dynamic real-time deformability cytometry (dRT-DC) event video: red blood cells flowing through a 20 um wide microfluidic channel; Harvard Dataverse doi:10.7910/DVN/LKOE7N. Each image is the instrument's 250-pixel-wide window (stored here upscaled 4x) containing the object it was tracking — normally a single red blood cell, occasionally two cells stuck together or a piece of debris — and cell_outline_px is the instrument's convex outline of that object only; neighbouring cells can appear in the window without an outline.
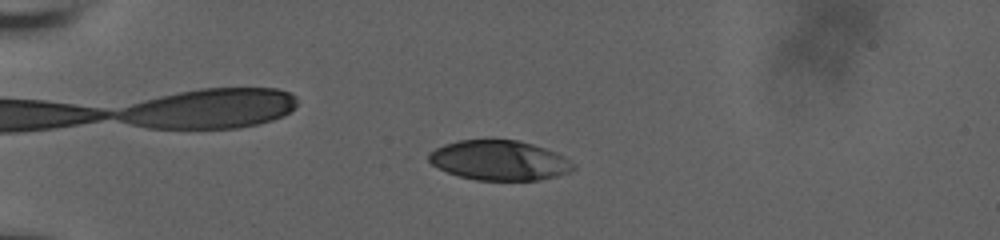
{"species": "human", "species_latin": "Homo sapiens", "temperature_condition": "room temperature", "stored_images_in_passage": 55, "camera_frame_rate_fps": 3000, "um_per_image_px": 0.085, "donor": {"sex": "male"}, "frame": {"image": 1, "passage_image": 13, "time_ms": 4.0, "image_size_px": [1000, 240], "cell_outline_px": [[576, 168], [572, 172], [540, 180], [476, 180], [460, 176], [448, 172], [432, 164], [428, 160], [428, 156], [436, 148], [444, 144], [460, 140], [516, 140], [532, 144], [556, 152], [564, 156], [576, 164]], "centroid_in_image_um": [42.5, 13.64], "position_along_channel_um": 42.5, "area_um2": 33.47}}
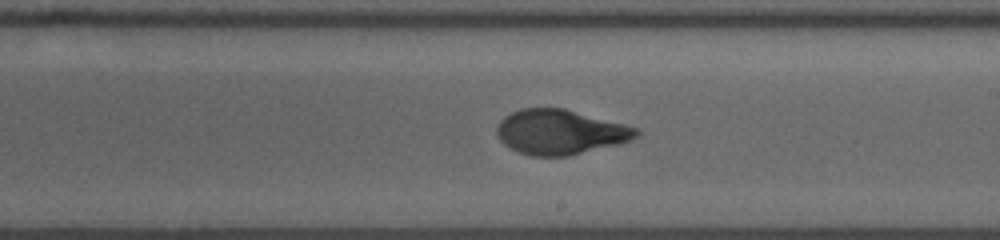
{"frame": {"image": 2, "passage_image": 33, "time_ms": 10.667, "image_size_px": [1000, 240], "cell_outline_px": [[640, 136], [632, 140], [620, 144], [568, 156], [532, 156], [520, 152], [504, 144], [496, 136], [496, 128], [500, 120], [504, 116], [520, 108], [564, 108], [640, 128]], "centroid_in_image_um": [47.65, 11.22], "position_along_channel_um": 241.4, "area_um2": 36.7}}
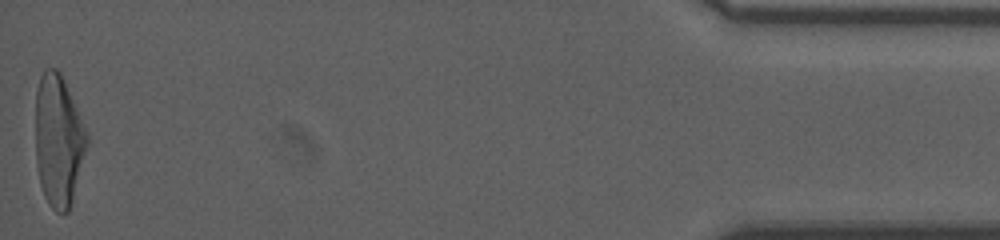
{"frame": {"image": 3, "passage_image": 55, "time_ms": 18.0, "image_size_px": [1000, 240], "cell_outline_px": [[88, 144], [72, 200], [68, 212], [56, 212], [48, 204], [44, 196], [40, 184], [36, 164], [36, 92], [40, 76], [44, 68], [56, 68], [60, 72], [88, 132]], "centroid_in_image_um": [4.96, 11.94], "position_along_channel_um": 430.2, "area_um2": 39.48}, "authors_computed_cell_mechanics": {"area_um2": 36.703, "velocity_mm_per_s": 3.7039, "shape_relaxation_time_tau1_ms": 5.584, "shape_relaxation_time_tau2_ms": 1.0493, "deformation_change_tau1": 0.2068, "deformation_change_tau2": 0.0597}}